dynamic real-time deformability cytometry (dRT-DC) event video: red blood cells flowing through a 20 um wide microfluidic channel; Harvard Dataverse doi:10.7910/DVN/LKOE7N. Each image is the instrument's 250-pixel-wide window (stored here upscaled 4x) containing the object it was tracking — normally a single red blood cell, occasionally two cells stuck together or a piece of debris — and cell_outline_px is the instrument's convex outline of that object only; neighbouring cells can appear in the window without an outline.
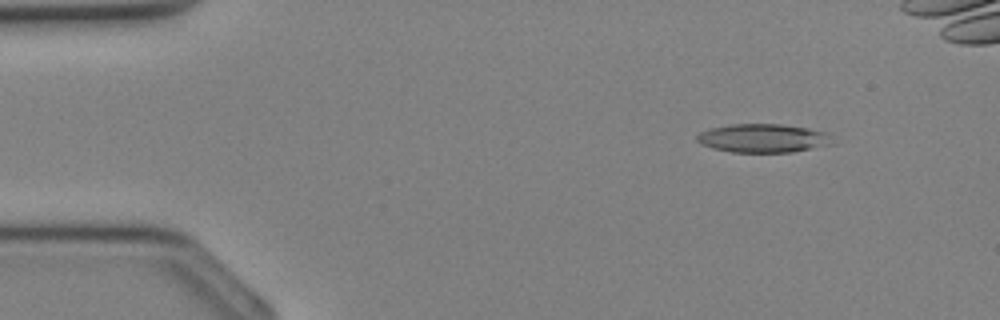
{"species": "Egyptian fruit bat (a non-hibernating species)", "species_latin": "Rousettus aegyptiacus", "temperature_condition": "cold", "stored_images_in_passage": 9, "camera_frame_rate_fps": 3000, "um_per_image_px": 0.085, "animal": {"sex": "female"}, "frame": {"image": 1, "passage_image": 3, "time_ms": 0.667, "image_size_px": [1000, 320], "cell_outline_px": [[832, 144], [792, 152], [732, 152], [712, 148], [700, 144], [696, 140], [696, 136], [700, 132], [708, 128], [732, 124], [780, 124], [808, 128], [828, 132]], "centroid_in_image_um": [64.82, 11.74], "position_along_channel_um": 20.2, "area_um2": 22.6}}